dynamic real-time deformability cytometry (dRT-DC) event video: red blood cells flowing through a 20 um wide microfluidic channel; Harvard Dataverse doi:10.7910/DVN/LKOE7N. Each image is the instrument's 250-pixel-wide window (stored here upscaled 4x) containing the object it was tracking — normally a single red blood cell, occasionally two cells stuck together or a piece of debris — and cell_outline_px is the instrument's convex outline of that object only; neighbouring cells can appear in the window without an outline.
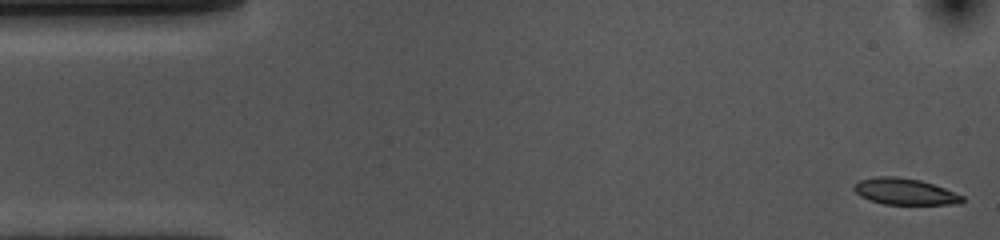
{"species": "common noctule bat (a hibernating species)", "species_latin": "Nyctalus noctula", "temperature_condition": "cold", "stored_images_in_passage": 54, "camera_frame_rate_fps": 3000, "um_per_image_px": 0.085, "animal": {"sex": "female", "body_mass_g": 10.0, "forearm_length_mm": 53.1}, "frame": {"image": 1, "passage_image": 1, "time_ms": 0.0, "image_size_px": [1000, 240], "cell_outline_px": [[964, 200], [960, 204], [884, 204], [868, 200], [860, 196], [852, 188], [852, 184], [860, 180], [876, 176], [896, 176], [920, 180], [944, 188], [964, 196]], "centroid_in_image_um": [76.87, 16.28], "position_along_channel_um": 8.1, "area_um2": 16.7}}
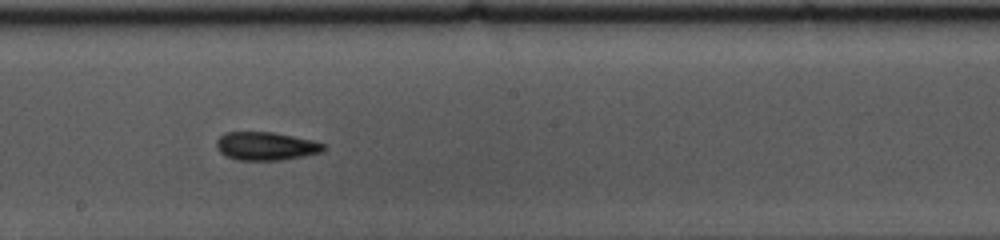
{"frame": {"image": 2, "passage_image": 28, "time_ms": 9.0, "image_size_px": [1000, 240], "cell_outline_px": [[324, 152], [304, 156], [280, 160], [236, 160], [220, 152], [216, 148], [216, 140], [224, 132], [272, 132], [312, 140], [324, 144]], "centroid_in_image_um": [22.59, 12.42], "position_along_channel_um": 225.6, "area_um2": 17.63}}
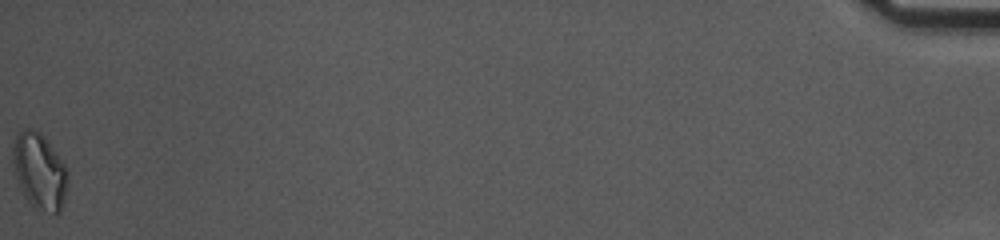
{"frame": {"image": 3, "passage_image": 54, "time_ms": 17.667, "image_size_px": [1000, 240], "cell_outline_px": [[68, 188], [60, 212], [56, 216], [36, 212], [24, 196], [20, 188], [12, 164], [12, 148], [16, 132], [24, 128], [32, 128], [40, 132], [44, 136], [64, 164], [68, 172]], "centroid_in_image_um": [3.35, 14.61], "position_along_channel_um": 431.8, "area_um2": 25.2}, "authors_computed_cell_mechanics": {"area_um2": 17.629, "velocity_mm_per_s": 3.6135, "shape_relaxation_time_tau1_ms": 4.8159, "shape_relaxation_time_tau2_ms": 5.7213, "deformation_change_tau1": 0.1161, "deformation_change_tau2": 0.1262}}